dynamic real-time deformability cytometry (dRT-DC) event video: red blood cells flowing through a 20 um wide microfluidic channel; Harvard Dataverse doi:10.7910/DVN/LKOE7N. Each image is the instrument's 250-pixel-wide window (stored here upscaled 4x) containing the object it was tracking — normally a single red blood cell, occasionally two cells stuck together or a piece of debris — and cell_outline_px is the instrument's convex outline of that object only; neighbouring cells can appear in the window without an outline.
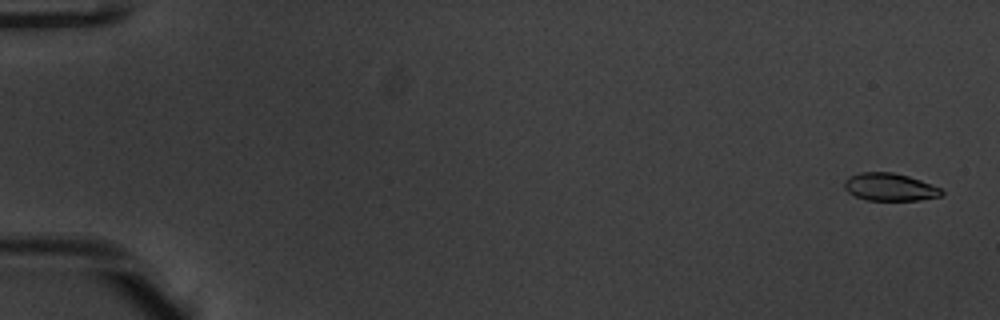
{"species": "common noctule bat (a hibernating species)", "species_latin": "Nyctalus noctula", "temperature_condition": "warm", "stored_images_in_passage": 54, "camera_frame_rate_fps": 3000, "um_per_image_px": 0.085, "animal": {"sex": "male", "body_mass_g": 20.1, "forearm_length_mm": 53.5}, "frame": {"image": 1, "passage_image": 2, "time_ms": 0.333, "image_size_px": [1000, 320], "cell_outline_px": [[944, 192], [940, 196], [920, 200], [868, 200], [856, 196], [848, 192], [844, 188], [844, 180], [848, 176], [860, 172], [892, 172], [908, 176], [920, 180], [940, 188]], "centroid_in_image_um": [75.6, 15.89], "position_along_channel_um": 9.4, "area_um2": 15.61}}
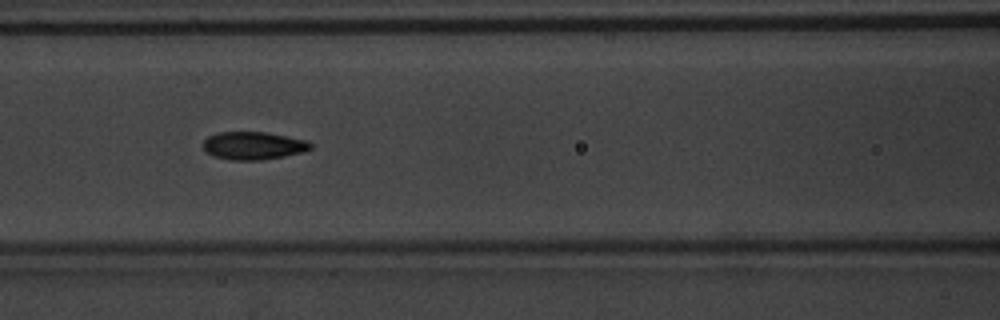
{"frame": {"image": 2, "passage_image": 25, "time_ms": 8.0, "image_size_px": [1000, 320], "cell_outline_px": [[312, 148], [304, 152], [284, 156], [260, 160], [232, 160], [212, 156], [204, 148], [204, 140], [208, 136], [216, 132], [268, 132], [308, 140], [312, 144]], "centroid_in_image_um": [21.56, 12.37], "position_along_channel_um": 145.0, "area_um2": 17.57}}
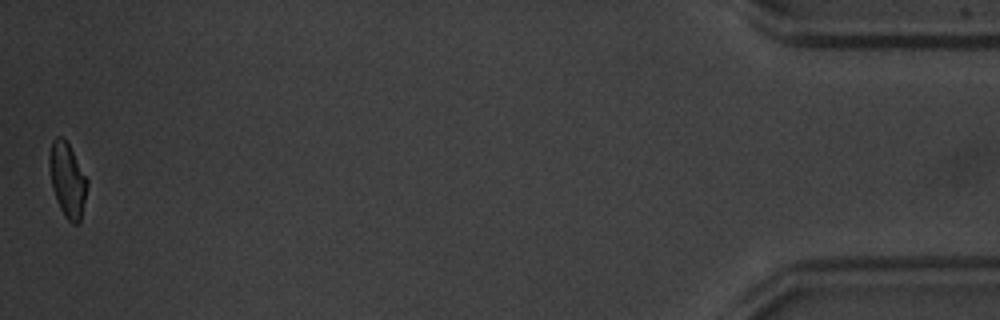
{"frame": {"image": 3, "passage_image": 54, "time_ms": 17.667, "image_size_px": [1000, 320], "cell_outline_px": [[88, 184], [80, 224], [72, 224], [64, 216], [56, 200], [52, 188], [48, 164], [48, 156], [52, 140], [56, 136], [64, 136], [88, 180]], "centroid_in_image_um": [5.71, 15.29], "position_along_channel_um": 429.5, "area_um2": 16.65}, "authors_computed_cell_mechanics": {"area_um2": 16.8776, "velocity_mm_per_s": 3.8264, "shape_relaxation_time_tau1_ms": 3.044, "shape_relaxation_time_tau2_ms": 1.9915, "deformation_change_tau1": 0.1393, "deformation_change_tau2": 0.0431}}